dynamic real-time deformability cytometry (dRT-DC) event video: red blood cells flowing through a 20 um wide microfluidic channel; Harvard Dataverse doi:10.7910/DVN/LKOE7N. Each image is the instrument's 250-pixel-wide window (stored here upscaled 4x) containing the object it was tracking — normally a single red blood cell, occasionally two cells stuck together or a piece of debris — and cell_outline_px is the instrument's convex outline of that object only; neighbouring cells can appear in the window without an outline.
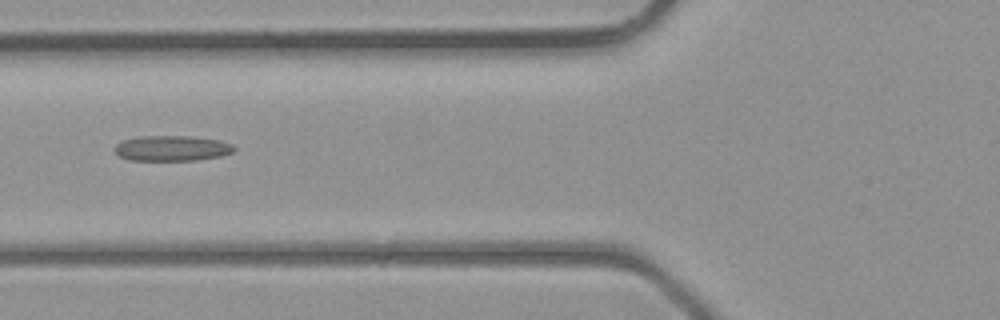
{"species": "common noctule bat (a hibernating species)", "species_latin": "Nyctalus noctula", "temperature_condition": "room temperature", "stored_images_in_passage": 2, "camera_frame_rate_fps": 3000, "um_per_image_px": 0.085, "animal": {"sex": "male", "body_mass_g": 23.1, "forearm_length_mm": 52.7}, "frame": {"image": 1, "passage_image": 2, "time_ms": 1.0, "image_size_px": [1000, 320], "cell_outline_px": [[236, 148], [232, 152], [220, 156], [196, 160], [128, 160], [120, 156], [112, 148], [116, 144], [124, 140], [140, 136], [192, 136], [220, 140], [232, 144]], "centroid_in_image_um": [14.61, 12.6], "position_along_channel_um": 111.2, "area_um2": 17.69}}